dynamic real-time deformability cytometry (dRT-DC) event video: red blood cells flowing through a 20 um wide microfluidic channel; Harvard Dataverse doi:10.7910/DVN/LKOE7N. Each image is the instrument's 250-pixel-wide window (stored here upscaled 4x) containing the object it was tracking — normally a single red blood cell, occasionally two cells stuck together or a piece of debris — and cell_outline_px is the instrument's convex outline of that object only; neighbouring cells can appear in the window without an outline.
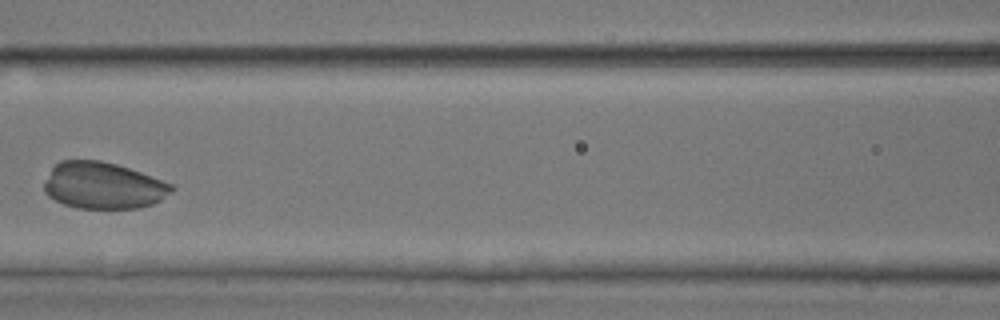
{"species": "common noctule bat (a hibernating species)", "species_latin": "Nyctalus noctula", "temperature_condition": "room temperature", "stored_images_in_passage": 5, "camera_frame_rate_fps": 3000, "um_per_image_px": 0.085, "animal": {"sex": "male", "body_mass_g": 17.9, "forearm_length_mm": 54.2}, "frame": {"image": 1, "passage_image": 5, "time_ms": 5.667, "image_size_px": [1000, 320], "cell_outline_px": [[176, 188], [172, 192], [160, 200], [152, 204], [140, 208], [76, 208], [64, 204], [48, 196], [44, 192], [44, 184], [52, 168], [60, 160], [100, 160], [116, 164], [140, 172], [172, 184]], "centroid_in_image_um": [8.77, 15.77], "position_along_channel_um": 157.8, "area_um2": 34.51}}